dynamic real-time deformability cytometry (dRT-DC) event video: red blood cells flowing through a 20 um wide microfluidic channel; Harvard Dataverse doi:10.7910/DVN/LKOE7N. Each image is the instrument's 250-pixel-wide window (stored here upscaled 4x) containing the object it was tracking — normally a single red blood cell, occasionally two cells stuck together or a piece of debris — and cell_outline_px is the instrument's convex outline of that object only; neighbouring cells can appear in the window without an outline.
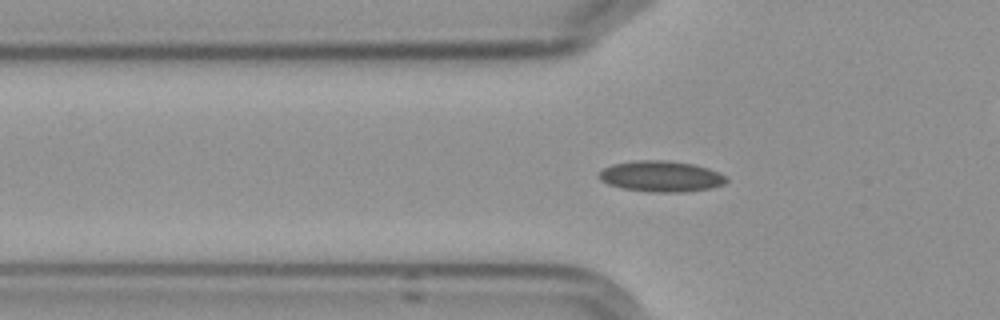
{"species": "Egyptian fruit bat (a non-hibernating species)", "species_latin": "Rousettus aegyptiacus", "temperature_condition": "cold", "stored_images_in_passage": 57, "camera_frame_rate_fps": 3000, "um_per_image_px": 0.085, "frame": {"image": 1, "passage_image": 19, "time_ms": 6.0, "image_size_px": [1000, 320], "cell_outline_px": [[728, 180], [724, 184], [712, 188], [684, 192], [648, 192], [624, 188], [608, 184], [600, 180], [596, 176], [596, 172], [612, 164], [636, 160], [668, 160], [692, 164], [708, 168], [724, 176]], "centroid_in_image_um": [56.14, 14.99], "position_along_channel_um": 69.7, "area_um2": 23.06}}
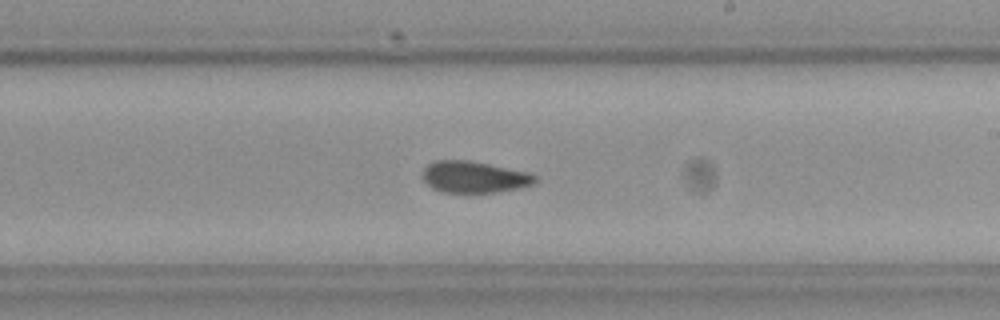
{"frame": {"image": 2, "passage_image": 34, "time_ms": 11.0, "image_size_px": [1000, 320], "cell_outline_px": [[540, 180], [536, 184], [520, 188], [496, 192], [444, 192], [432, 188], [424, 180], [424, 168], [432, 160], [468, 160], [528, 172], [536, 176]], "centroid_in_image_um": [40.35, 15.04], "position_along_channel_um": 248.6, "area_um2": 20.69}}
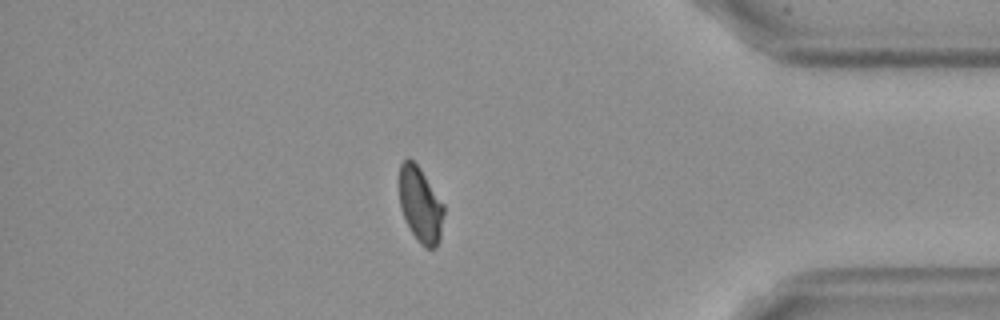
{"frame": {"image": 3, "passage_image": 49, "time_ms": 16.0, "image_size_px": [1000, 320], "cell_outline_px": [[444, 212], [440, 240], [436, 248], [424, 248], [420, 244], [412, 232], [404, 216], [400, 204], [400, 164], [404, 160], [412, 160], [420, 168], [444, 204]], "centroid_in_image_um": [35.76, 17.44], "position_along_channel_um": 399.4, "area_um2": 19.31}, "authors_computed_cell_mechanics": {"area_um2": 21.097, "velocity_mm_per_s": 3.5861, "shape_relaxation_time_tau1_ms": null, "shape_relaxation_time_tau2_ms": 1.7442, "deformation_change_tau1": null, "deformation_change_tau2": 0.0682}}